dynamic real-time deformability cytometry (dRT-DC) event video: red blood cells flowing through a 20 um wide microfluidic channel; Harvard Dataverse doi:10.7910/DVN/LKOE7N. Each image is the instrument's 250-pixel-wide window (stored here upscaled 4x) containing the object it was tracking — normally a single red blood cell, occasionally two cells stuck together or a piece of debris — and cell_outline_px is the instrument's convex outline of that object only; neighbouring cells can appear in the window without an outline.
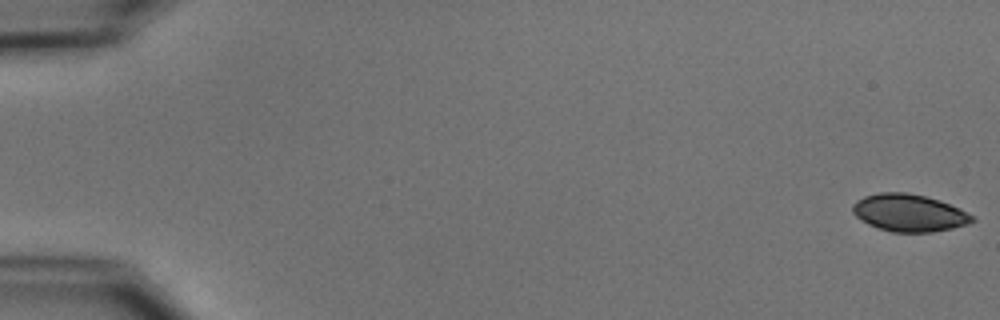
{"species": "common noctule bat (a hibernating species)", "species_latin": "Nyctalus noctula", "temperature_condition": "cold", "stored_images_in_passage": 54, "camera_frame_rate_fps": 3000, "um_per_image_px": 0.085, "animal": {"sex": "male", "body_mass_g": 15.6}, "frame": {"image": 1, "passage_image": 1, "time_ms": 0.0, "image_size_px": [1000, 320], "cell_outline_px": [[976, 220], [968, 224], [952, 228], [932, 232], [892, 232], [868, 224], [856, 216], [852, 212], [852, 204], [856, 200], [864, 196], [880, 192], [904, 192], [924, 196], [940, 200], [960, 208], [976, 216]], "centroid_in_image_um": [77.3, 18.09], "position_along_channel_um": 7.7, "area_um2": 26.13}}
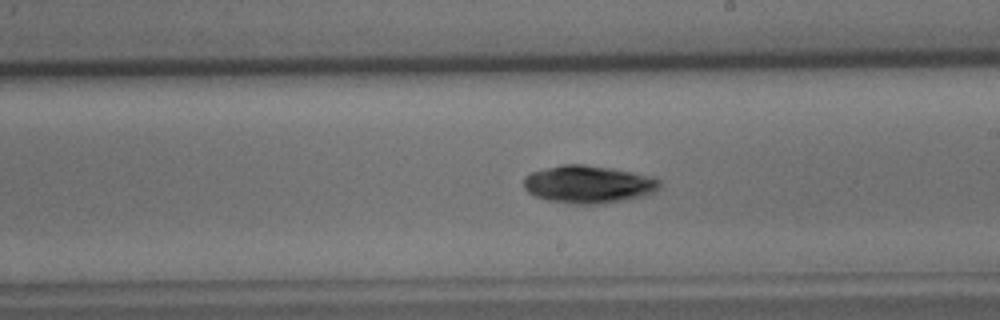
{"frame": {"image": 2, "passage_image": 32, "time_ms": 10.333, "image_size_px": [1000, 320], "cell_outline_px": [[660, 188], [644, 196], [604, 204], [572, 204], [548, 200], [536, 196], [528, 192], [524, 188], [524, 176], [532, 172], [564, 164], [584, 164], [632, 172], [648, 176], [660, 180]], "centroid_in_image_um": [50.0, 15.68], "position_along_channel_um": 239.0, "area_um2": 29.65}}
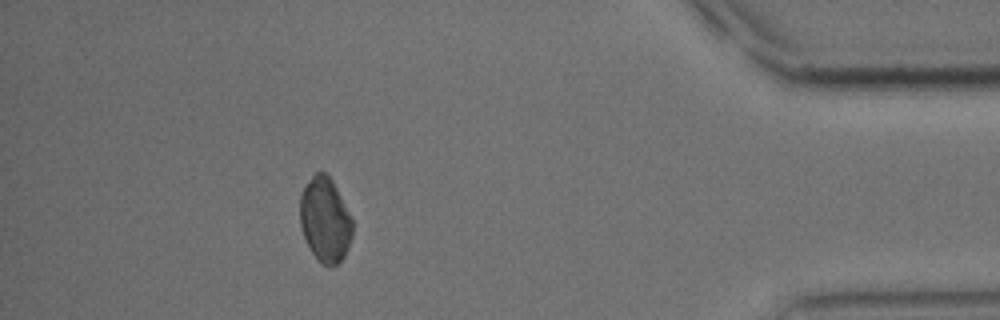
{"frame": {"image": 3, "passage_image": 49, "time_ms": 16.0, "image_size_px": [1000, 320], "cell_outline_px": [[352, 236], [348, 248], [344, 256], [332, 268], [328, 268], [312, 252], [304, 236], [300, 224], [300, 196], [308, 180], [320, 168], [332, 180], [352, 216]], "centroid_in_image_um": [27.64, 18.66], "position_along_channel_um": 407.6, "area_um2": 25.89}, "authors_computed_cell_mechanics": {"area_um2": 27.2238, "velocity_mm_per_s": 3.7481, "shape_relaxation_time_tau1_ms": 5.5996, "shape_relaxation_time_tau2_ms": null, "deformation_change_tau1": 0.1351, "deformation_change_tau2": null}}